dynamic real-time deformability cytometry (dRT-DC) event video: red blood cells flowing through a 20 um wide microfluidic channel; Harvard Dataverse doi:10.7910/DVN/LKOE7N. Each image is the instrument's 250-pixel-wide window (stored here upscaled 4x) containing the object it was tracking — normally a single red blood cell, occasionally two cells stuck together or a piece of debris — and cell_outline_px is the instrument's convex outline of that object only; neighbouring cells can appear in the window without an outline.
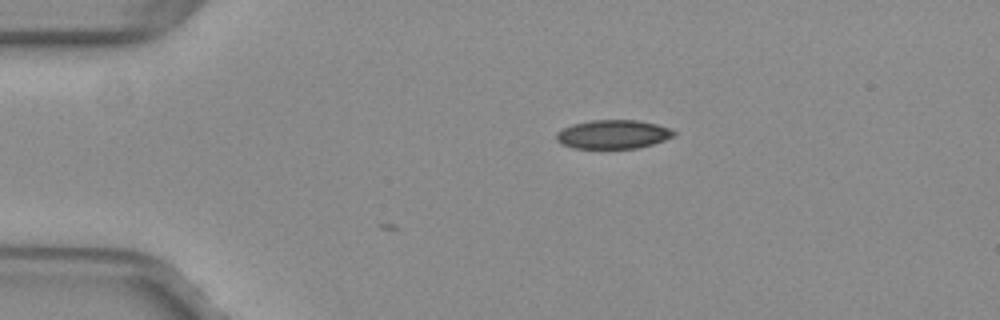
{"species": "common noctule bat (a hibernating species)", "species_latin": "Nyctalus noctula", "temperature_condition": "warm", "stored_images_in_passage": 4, "camera_frame_rate_fps": 3000, "um_per_image_px": 0.085, "animal": {"sex": "female", "body_mass_g": 29.2, "forearm_length_mm": 56.3}, "frame": {"image": 1, "passage_image": 4, "time_ms": 1.0, "image_size_px": [1000, 320], "cell_outline_px": [[676, 136], [652, 144], [636, 148], [576, 148], [564, 144], [556, 140], [556, 132], [572, 124], [592, 120], [640, 120], [672, 128], [676, 132]], "centroid_in_image_um": [52.16, 11.4], "position_along_channel_um": 32.8, "area_um2": 19.71}}